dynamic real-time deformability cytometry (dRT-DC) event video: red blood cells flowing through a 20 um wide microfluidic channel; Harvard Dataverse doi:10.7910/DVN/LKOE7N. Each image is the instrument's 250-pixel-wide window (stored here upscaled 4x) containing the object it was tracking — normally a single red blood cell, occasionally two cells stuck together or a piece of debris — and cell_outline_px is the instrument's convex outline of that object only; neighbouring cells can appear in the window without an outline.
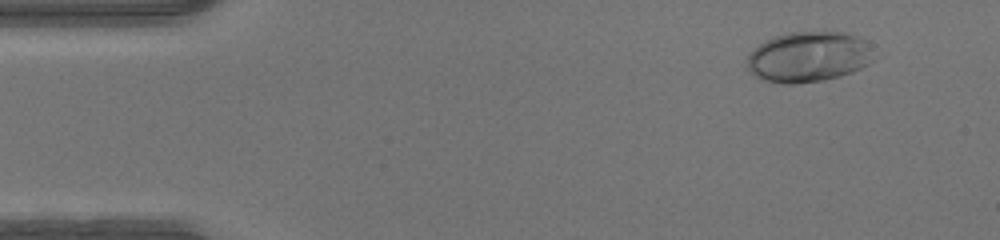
{"species": "human", "species_latin": "Homo sapiens", "temperature_condition": "warm", "stored_images_in_passage": 48, "camera_frame_rate_fps": 3000, "um_per_image_px": 0.085, "donor": {"sex": "male"}, "frame": {"image": 1, "passage_image": 5, "time_ms": 1.333, "image_size_px": [1000, 240], "cell_outline_px": [[872, 60], [868, 64], [852, 72], [840, 76], [824, 80], [792, 84], [780, 84], [764, 80], [756, 76], [748, 68], [748, 56], [760, 44], [776, 36], [792, 32], [848, 32], [864, 40]], "centroid_in_image_um": [68.71, 4.85], "position_along_channel_um": 16.3, "area_um2": 36.59}}
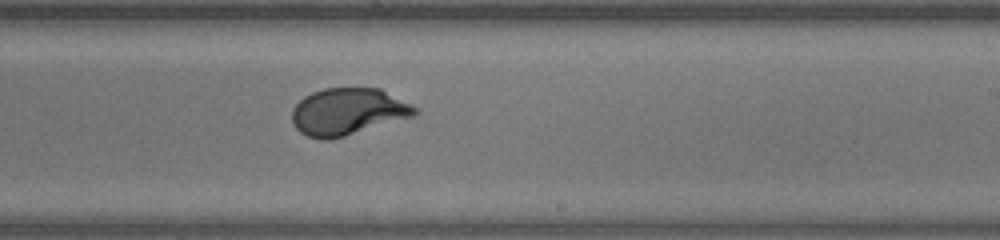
{"frame": {"image": 2, "passage_image": 29, "time_ms": 9.333, "image_size_px": [1000, 240], "cell_outline_px": [[420, 112], [412, 116], [344, 136], [328, 140], [320, 140], [308, 136], [300, 132], [292, 124], [292, 108], [304, 96], [312, 92], [324, 88], [380, 88], [416, 108]], "centroid_in_image_um": [29.51, 9.49], "position_along_channel_um": 259.5, "area_um2": 33.29}}
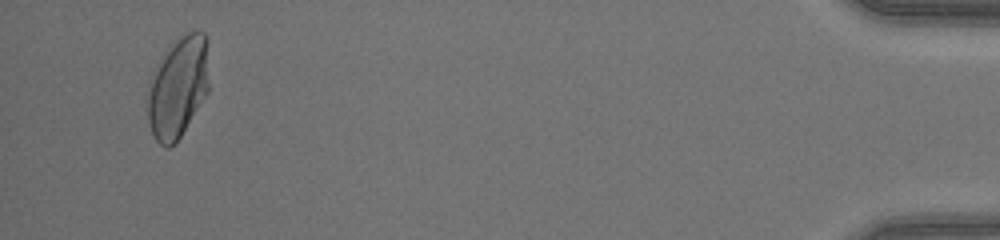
{"frame": {"image": 3, "passage_image": 46, "time_ms": 15.0, "image_size_px": [1000, 240], "cell_outline_px": [[208, 92], [180, 136], [168, 148], [164, 148], [152, 136], [148, 124], [148, 84], [168, 44], [180, 36], [196, 28], [204, 32], [208, 40]], "centroid_in_image_um": [15.14, 7.36], "position_along_channel_um": 420.1, "area_um2": 36.53}}